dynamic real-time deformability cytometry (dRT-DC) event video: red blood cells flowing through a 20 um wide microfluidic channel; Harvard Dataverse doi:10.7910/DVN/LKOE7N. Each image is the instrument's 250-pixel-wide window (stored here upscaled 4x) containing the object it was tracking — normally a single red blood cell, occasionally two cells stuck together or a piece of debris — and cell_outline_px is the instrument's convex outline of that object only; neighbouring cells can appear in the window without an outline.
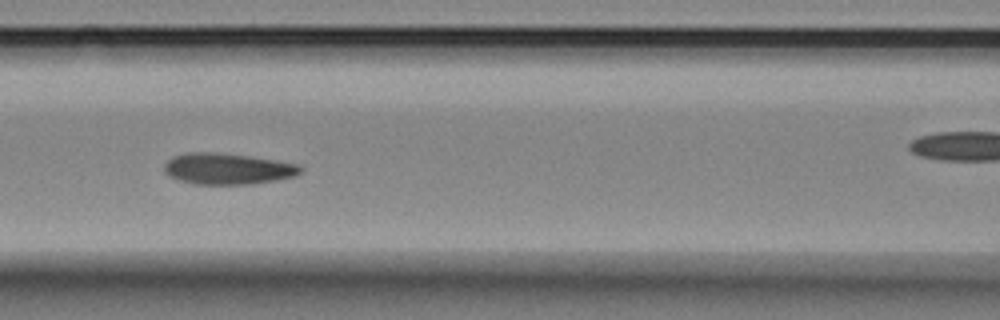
{"species": "Egyptian fruit bat (a non-hibernating species)", "species_latin": "Rousettus aegyptiacus", "temperature_condition": "room temperature", "stored_images_in_passage": 7, "segment_of_instrument_passage": [1, 2], "camera_frame_rate_fps": 3000, "um_per_image_px": 0.085, "animal": {"sex": "female"}, "frame": {"image": 1, "passage_image": 5, "time_ms": 6.0, "image_size_px": [1000, 320], "cell_outline_px": [[304, 168], [296, 176], [276, 180], [252, 184], [196, 184], [180, 180], [168, 176], [164, 172], [164, 164], [172, 156], [188, 152], [216, 152], [248, 156], [276, 160], [300, 164]], "centroid_in_image_um": [19.35, 14.34], "position_along_channel_um": 147.2, "area_um2": 24.91}}
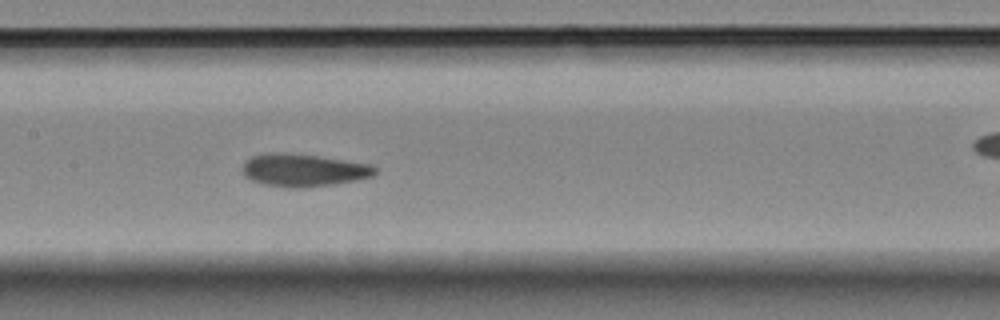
{"frame": {"image": 2, "passage_image": 6, "time_ms": 7.0, "image_size_px": [1000, 320], "cell_outline_px": [[376, 172], [372, 176], [356, 180], [332, 184], [304, 188], [292, 188], [264, 184], [252, 180], [244, 176], [244, 160], [252, 156], [268, 152], [284, 152], [316, 156], [372, 164], [376, 168]], "centroid_in_image_um": [25.78, 14.46], "position_along_channel_um": 181.6, "area_um2": 25.14}}